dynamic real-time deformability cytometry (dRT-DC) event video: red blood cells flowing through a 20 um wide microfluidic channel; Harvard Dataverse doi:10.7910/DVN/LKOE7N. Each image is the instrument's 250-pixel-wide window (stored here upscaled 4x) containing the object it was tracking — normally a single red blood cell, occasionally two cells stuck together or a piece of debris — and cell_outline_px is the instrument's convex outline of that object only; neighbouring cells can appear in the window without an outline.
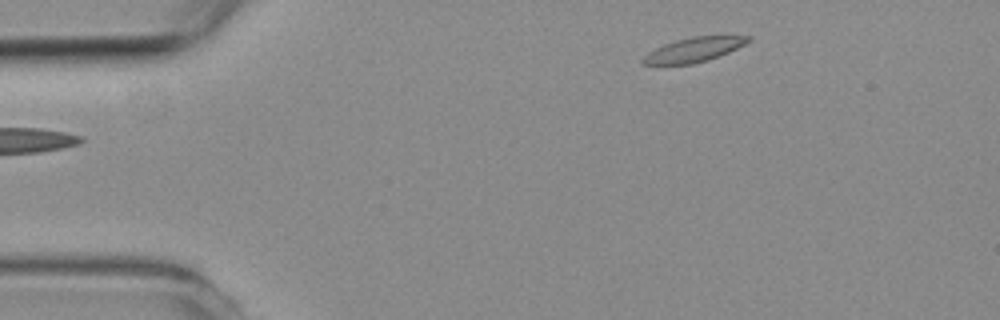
{"species": "common noctule bat (a hibernating species)", "species_latin": "Nyctalus noctula", "temperature_condition": "room temperature", "stored_images_in_passage": 4, "camera_frame_rate_fps": 3000, "um_per_image_px": 0.085, "animal": {"sex": "female", "body_mass_g": 19.3, "forearm_length_mm": 54.1}, "frame": {"image": 1, "passage_image": 1, "time_ms": 0.0, "image_size_px": [1000, 320], "cell_outline_px": [[752, 40], [728, 52], [708, 60], [692, 64], [644, 64], [640, 60], [648, 52], [664, 44], [676, 40], [692, 36], [752, 36]], "centroid_in_image_um": [58.97, 4.22], "position_along_channel_um": 26.0, "area_um2": 14.8}}